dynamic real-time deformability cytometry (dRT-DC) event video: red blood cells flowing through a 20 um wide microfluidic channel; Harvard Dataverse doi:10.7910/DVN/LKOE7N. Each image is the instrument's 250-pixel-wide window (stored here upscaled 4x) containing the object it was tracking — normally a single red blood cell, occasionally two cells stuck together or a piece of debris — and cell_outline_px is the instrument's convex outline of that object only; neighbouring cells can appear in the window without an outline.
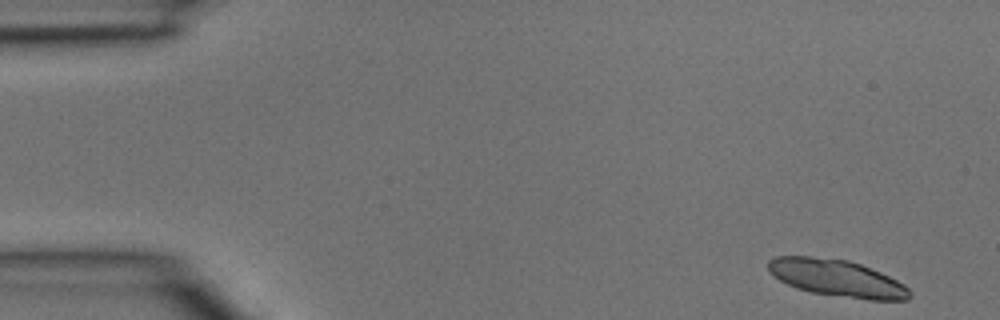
{"species": "common noctule bat (a hibernating species)", "species_latin": "Nyctalus noctula", "temperature_condition": "room temperature", "stored_images_in_passage": 4, "camera_frame_rate_fps": 3000, "um_per_image_px": 0.085, "animal": {"sex": "male", "body_mass_g": 15.6}, "frame": {"image": 1, "passage_image": 1, "time_ms": 0.0, "image_size_px": [1000, 320], "cell_outline_px": [[912, 296], [908, 300], [868, 300], [812, 292], [796, 288], [780, 280], [768, 268], [768, 260], [776, 256], [812, 256], [848, 260], [860, 264], [880, 272], [904, 284], [912, 292]], "centroid_in_image_um": [71.18, 23.64], "position_along_channel_um": 13.8, "area_um2": 30.29}}